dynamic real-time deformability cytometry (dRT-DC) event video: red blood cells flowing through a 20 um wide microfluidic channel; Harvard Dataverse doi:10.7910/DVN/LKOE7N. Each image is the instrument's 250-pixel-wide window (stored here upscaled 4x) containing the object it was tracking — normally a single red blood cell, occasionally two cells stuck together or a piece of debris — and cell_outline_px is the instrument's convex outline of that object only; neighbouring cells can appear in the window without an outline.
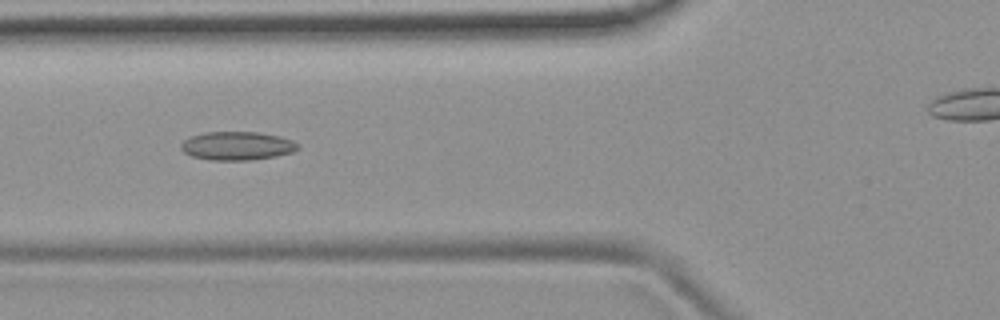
{"species": "common noctule bat (a hibernating species)", "species_latin": "Nyctalus noctula", "temperature_condition": "room temperature", "stored_images_in_passage": 45, "camera_frame_rate_fps": 3000, "um_per_image_px": 0.085, "animal": {"sex": "female", "body_mass_g": 19.9}, "frame": {"image": 1, "passage_image": 18, "time_ms": 5.667, "image_size_px": [1000, 320], "cell_outline_px": [[300, 148], [292, 152], [276, 156], [252, 160], [208, 160], [192, 156], [184, 152], [180, 148], [180, 144], [184, 140], [192, 136], [204, 132], [256, 132], [280, 136], [292, 140], [300, 144]], "centroid_in_image_um": [20.17, 12.4], "position_along_channel_um": 105.6, "area_um2": 19.54}}
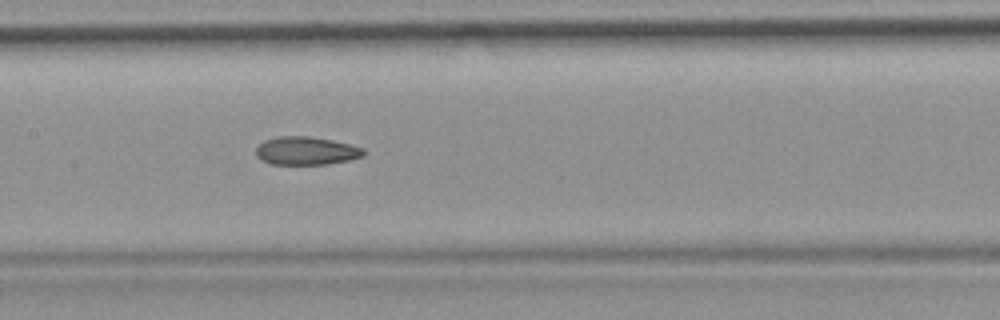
{"frame": {"image": 2, "passage_image": 24, "time_ms": 7.667, "image_size_px": [1000, 320], "cell_outline_px": [[368, 152], [364, 156], [348, 160], [328, 164], [272, 164], [260, 160], [256, 156], [256, 148], [264, 140], [280, 136], [308, 136], [332, 140], [364, 148]], "centroid_in_image_um": [26.04, 12.82], "position_along_channel_um": 181.4, "area_um2": 17.74}}
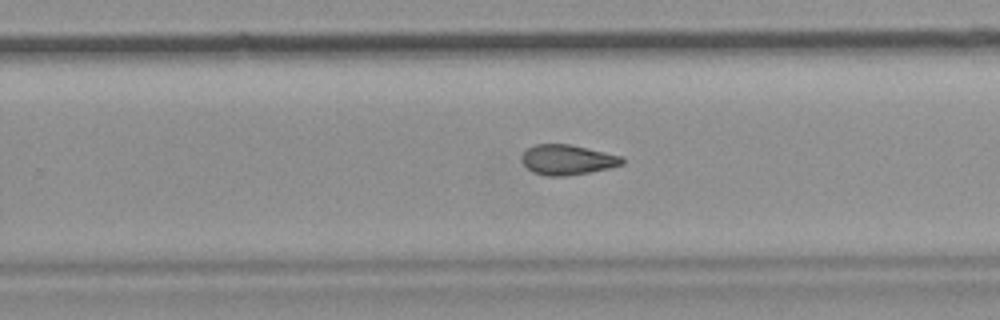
{"frame": {"image": 3, "passage_image": 32, "time_ms": 10.333, "image_size_px": [1000, 320], "cell_outline_px": [[624, 164], [608, 168], [568, 176], [548, 176], [532, 172], [520, 160], [520, 156], [528, 148], [536, 144], [568, 144], [624, 156]], "centroid_in_image_um": [48.22, 13.58], "position_along_channel_um": 281.6, "area_um2": 17.63}}